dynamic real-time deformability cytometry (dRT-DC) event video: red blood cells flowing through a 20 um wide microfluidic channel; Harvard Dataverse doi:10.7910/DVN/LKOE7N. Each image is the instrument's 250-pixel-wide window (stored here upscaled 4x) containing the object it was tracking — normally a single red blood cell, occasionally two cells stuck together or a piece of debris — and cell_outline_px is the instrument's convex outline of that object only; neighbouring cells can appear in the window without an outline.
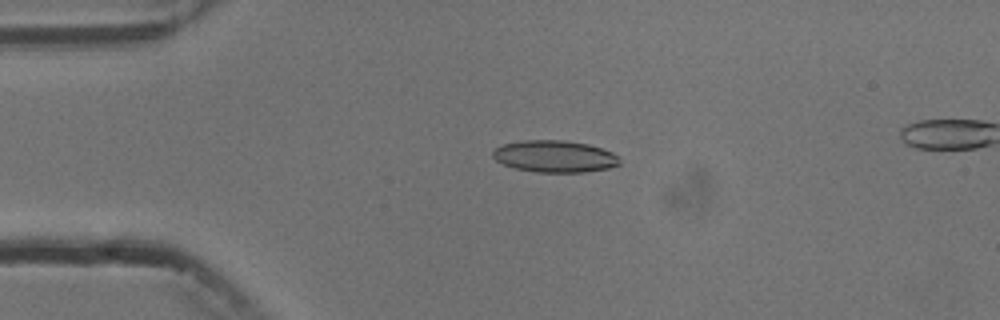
{"species": "common noctule bat (a hibernating species)", "species_latin": "Nyctalus noctula", "temperature_condition": "cold", "stored_images_in_passage": 6, "camera_frame_rate_fps": 3000, "um_per_image_px": 0.085, "animal": {"sex": "male", "body_mass_g": 13.3}, "frame": {"image": 1, "passage_image": 4, "time_ms": 3.333, "image_size_px": [1000, 320], "cell_outline_px": [[620, 164], [608, 168], [584, 172], [536, 172], [516, 168], [504, 164], [496, 160], [492, 156], [492, 152], [496, 148], [504, 144], [520, 140], [564, 140], [588, 144], [612, 152], [620, 160]], "centroid_in_image_um": [47.14, 13.28], "position_along_channel_um": 37.9, "area_um2": 23.41}}